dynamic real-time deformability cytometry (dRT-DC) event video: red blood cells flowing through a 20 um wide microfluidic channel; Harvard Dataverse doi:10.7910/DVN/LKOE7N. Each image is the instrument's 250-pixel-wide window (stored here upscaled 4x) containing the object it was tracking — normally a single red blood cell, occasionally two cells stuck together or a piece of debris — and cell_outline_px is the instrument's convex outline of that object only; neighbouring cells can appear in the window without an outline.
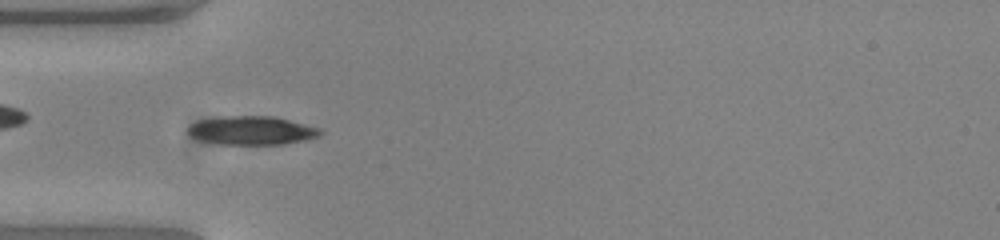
{"species": "common noctule bat (a hibernating species)", "species_latin": "Nyctalus noctula", "temperature_condition": "warm", "stored_images_in_passage": 52, "camera_frame_rate_fps": 3000, "um_per_image_px": 0.085, "animal": {"sex": "female", "body_mass_g": 23.0, "forearm_length_mm": 53.4}, "frame": {"image": 1, "passage_image": 16, "time_ms": 5.0, "image_size_px": [1000, 240], "cell_outline_px": [[324, 132], [320, 136], [304, 140], [284, 144], [220, 144], [200, 140], [192, 136], [188, 132], [188, 128], [192, 124], [200, 120], [232, 116], [272, 116], [320, 128]], "centroid_in_image_um": [21.44, 11.1], "position_along_channel_um": 63.6, "area_um2": 21.73}}
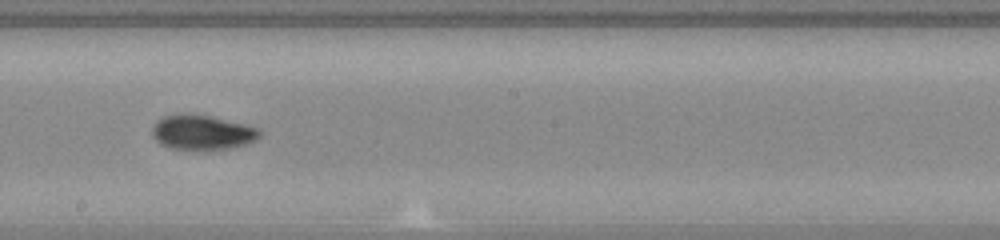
{"frame": {"image": 2, "passage_image": 29, "time_ms": 9.333, "image_size_px": [1000, 240], "cell_outline_px": [[260, 136], [256, 140], [248, 144], [228, 148], [168, 148], [160, 144], [152, 136], [152, 128], [156, 120], [164, 116], [208, 116], [244, 124], [256, 128], [260, 132]], "centroid_in_image_um": [17.18, 11.27], "position_along_channel_um": 231.0, "area_um2": 20.81}}
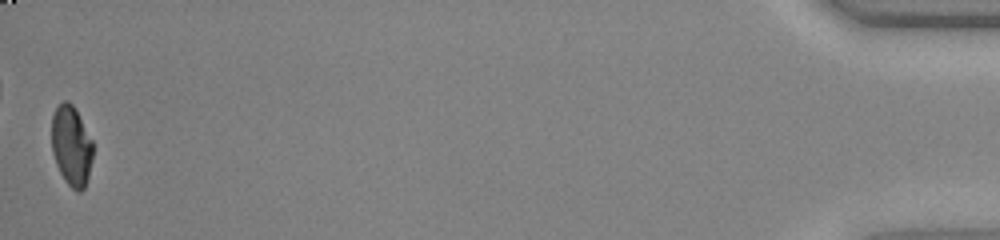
{"frame": {"image": 3, "passage_image": 52, "time_ms": 17.0, "image_size_px": [1000, 240], "cell_outline_px": [[92, 160], [88, 176], [84, 188], [80, 192], [76, 192], [64, 180], [56, 164], [52, 152], [52, 116], [56, 108], [64, 100], [68, 100], [76, 108], [92, 140]], "centroid_in_image_um": [6.07, 12.39], "position_along_channel_um": 429.1, "area_um2": 19.31}, "authors_computed_cell_mechanics": {"area_um2": 20.6057, "velocity_mm_per_s": 3.8788, "shape_relaxation_time_tau1_ms": 9.3497, "shape_relaxation_time_tau2_ms": 1.4135, "deformation_change_tau1": 0.2731, "deformation_change_tau2": 0.0456}}